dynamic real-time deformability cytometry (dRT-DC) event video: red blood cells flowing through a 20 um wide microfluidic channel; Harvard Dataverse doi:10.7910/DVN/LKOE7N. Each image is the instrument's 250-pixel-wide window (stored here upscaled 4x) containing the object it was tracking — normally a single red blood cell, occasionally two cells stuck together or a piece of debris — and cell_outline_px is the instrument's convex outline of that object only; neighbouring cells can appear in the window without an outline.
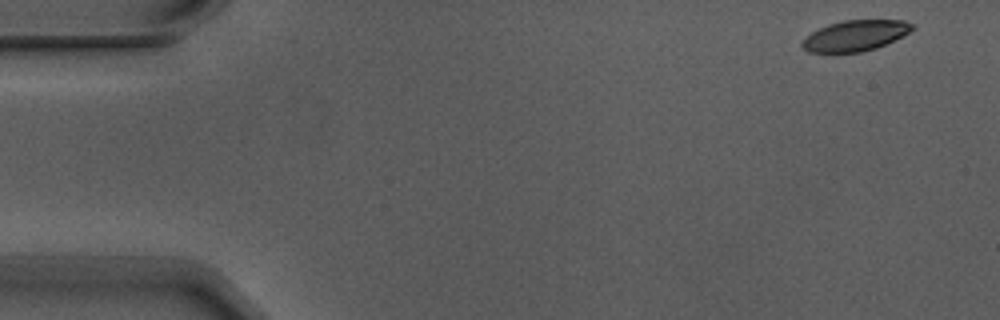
{"species": "Egyptian fruit bat (a non-hibernating species)", "species_latin": "Rousettus aegyptiacus", "temperature_condition": "warm", "stored_images_in_passage": 4, "camera_frame_rate_fps": 3000, "um_per_image_px": 0.085, "animal": {"sex": "male"}, "frame": {"image": 1, "passage_image": 1, "time_ms": 0.0, "image_size_px": [1000, 320], "cell_outline_px": [[916, 28], [904, 36], [876, 48], [860, 52], [808, 52], [800, 44], [812, 32], [828, 24], [844, 20], [904, 20], [912, 24]], "centroid_in_image_um": [72.74, 3.02], "position_along_channel_um": 12.3, "area_um2": 19.59}}
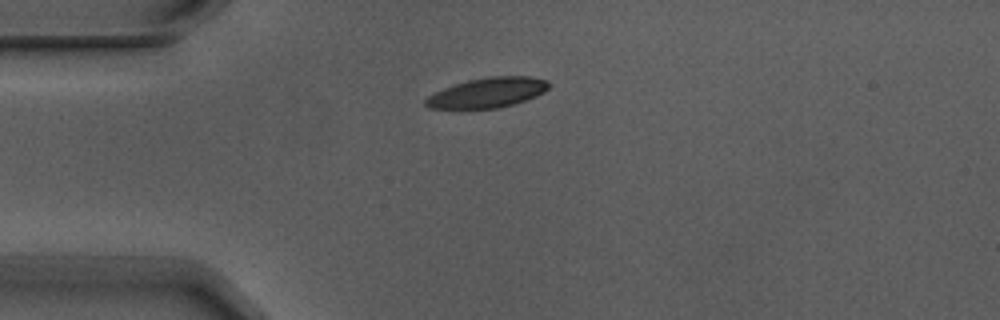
{"frame": {"image": 2, "passage_image": 4, "time_ms": 1.0, "image_size_px": [1000, 320], "cell_outline_px": [[552, 84], [544, 92], [536, 96], [512, 104], [496, 108], [428, 108], [424, 104], [424, 100], [428, 96], [444, 88], [468, 80], [492, 76], [528, 76], [548, 80]], "centroid_in_image_um": [41.47, 7.86], "position_along_channel_um": 43.5, "area_um2": 21.27}}